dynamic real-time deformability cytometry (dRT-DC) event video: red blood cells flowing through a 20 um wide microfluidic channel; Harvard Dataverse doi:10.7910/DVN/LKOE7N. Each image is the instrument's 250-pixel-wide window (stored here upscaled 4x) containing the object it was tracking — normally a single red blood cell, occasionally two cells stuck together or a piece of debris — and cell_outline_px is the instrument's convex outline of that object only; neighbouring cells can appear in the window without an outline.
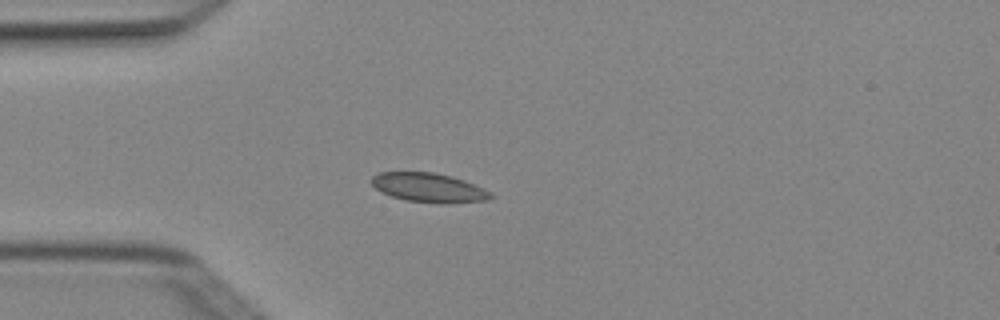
{"species": "Egyptian fruit bat (a non-hibernating species)", "species_latin": "Rousettus aegyptiacus", "temperature_condition": "cold", "stored_images_in_passage": 5, "camera_frame_rate_fps": 3000, "um_per_image_px": 0.085, "animal": {"sex": "female"}, "frame": {"image": 1, "passage_image": 4, "time_ms": 1.0, "image_size_px": [1000, 320], "cell_outline_px": [[496, 196], [488, 200], [444, 204], [440, 204], [408, 200], [392, 196], [380, 192], [372, 184], [372, 176], [380, 172], [432, 172], [452, 176], [464, 180], [484, 188], [492, 192]], "centroid_in_image_um": [36.5, 15.95], "position_along_channel_um": 48.5, "area_um2": 20.4}}